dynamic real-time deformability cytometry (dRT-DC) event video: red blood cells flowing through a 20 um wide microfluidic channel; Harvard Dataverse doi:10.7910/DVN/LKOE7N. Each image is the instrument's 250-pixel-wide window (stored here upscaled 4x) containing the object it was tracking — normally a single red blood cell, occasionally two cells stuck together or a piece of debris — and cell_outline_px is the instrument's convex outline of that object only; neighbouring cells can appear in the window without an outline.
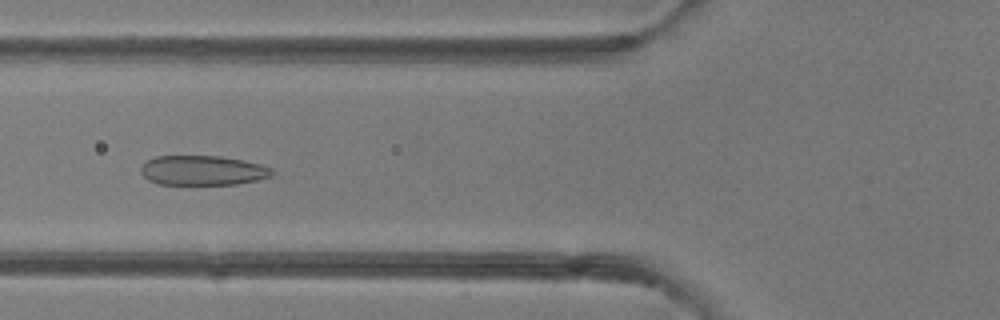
{"species": "common noctule bat (a hibernating species)", "species_latin": "Nyctalus noctula", "temperature_condition": "room temperature", "stored_images_in_passage": 48, "camera_frame_rate_fps": 3000, "um_per_image_px": 0.085, "animal": {"sex": "female"}, "frame": {"image": 1, "passage_image": 18, "time_ms": 5.667, "image_size_px": [1000, 320], "cell_outline_px": [[272, 176], [256, 180], [236, 184], [156, 184], [148, 180], [140, 172], [140, 164], [156, 156], [220, 156], [244, 160], [260, 164], [272, 168]], "centroid_in_image_um": [17.19, 14.48], "position_along_channel_um": 108.6, "area_um2": 22.77}}
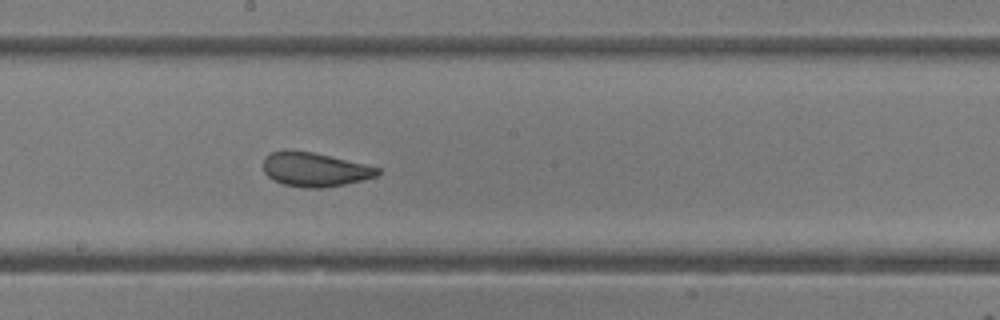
{"frame": {"image": 2, "passage_image": 26, "time_ms": 8.333, "image_size_px": [1000, 320], "cell_outline_px": [[380, 172], [376, 176], [364, 180], [324, 188], [304, 188], [284, 184], [272, 180], [264, 172], [264, 156], [272, 152], [284, 148], [312, 152], [364, 164], [380, 168]], "centroid_in_image_um": [26.71, 14.4], "position_along_channel_um": 221.5, "area_um2": 22.83}}
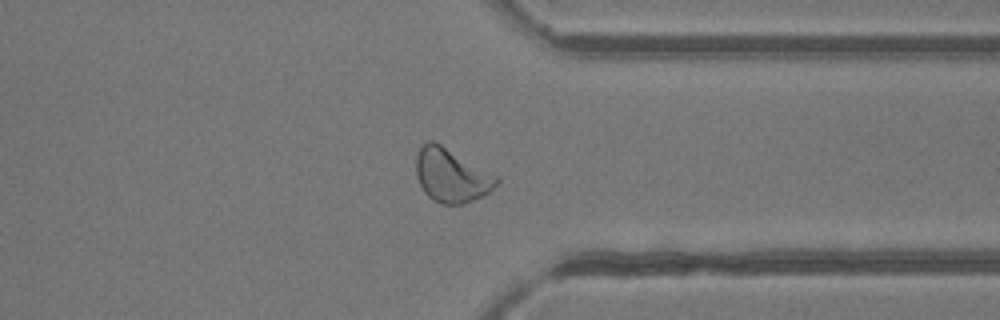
{"frame": {"image": 3, "passage_image": 37, "time_ms": 12.0, "image_size_px": [1000, 320], "cell_outline_px": [[500, 180], [488, 192], [464, 204], [444, 204], [432, 200], [424, 192], [416, 176], [416, 156], [420, 148], [428, 140], [432, 140], [440, 144], [500, 176]], "centroid_in_image_um": [38.37, 14.9], "position_along_channel_um": 373.0, "area_um2": 25.09}, "authors_computed_cell_mechanics": {"area_um2": 25.9522, "velocity_mm_per_s": 4.2189, "shape_relaxation_time_tau1_ms": 5.1594, "shape_relaxation_time_tau2_ms": 0.8717, "deformation_change_tau1": 0.1355, "deformation_change_tau2": 0.0628}}